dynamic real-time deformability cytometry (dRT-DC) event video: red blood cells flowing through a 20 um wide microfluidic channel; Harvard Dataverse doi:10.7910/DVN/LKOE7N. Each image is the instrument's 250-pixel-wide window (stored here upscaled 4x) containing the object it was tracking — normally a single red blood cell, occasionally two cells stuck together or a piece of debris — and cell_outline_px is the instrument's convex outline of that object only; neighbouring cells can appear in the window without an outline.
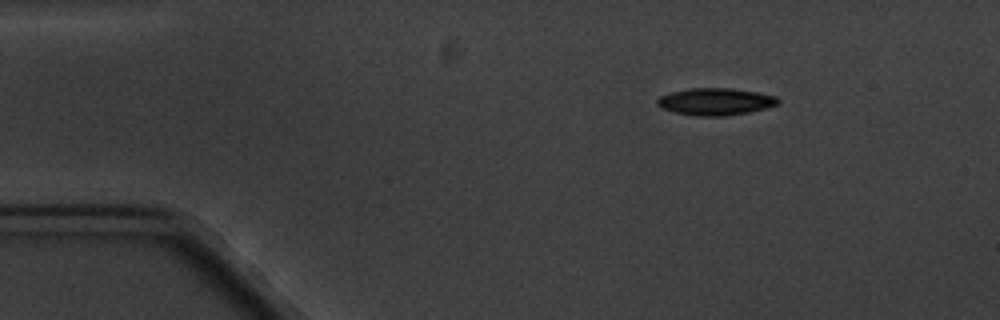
{"species": "common noctule bat (a hibernating species)", "species_latin": "Nyctalus noctula", "temperature_condition": "cold", "stored_images_in_passage": 11, "camera_frame_rate_fps": 3000, "um_per_image_px": 0.085, "animal": {"sex": "male", "body_mass_g": 20.1, "forearm_length_mm": 53.5}, "frame": {"image": 1, "passage_image": 1, "time_ms": 0.0, "image_size_px": [1000, 320], "cell_outline_px": [[780, 104], [748, 112], [724, 116], [696, 116], [676, 112], [660, 108], [656, 104], [656, 100], [660, 96], [672, 92], [688, 88], [732, 88], [756, 92], [776, 96], [780, 100]], "centroid_in_image_um": [60.8, 8.63], "position_along_channel_um": 24.2, "area_um2": 19.07}}
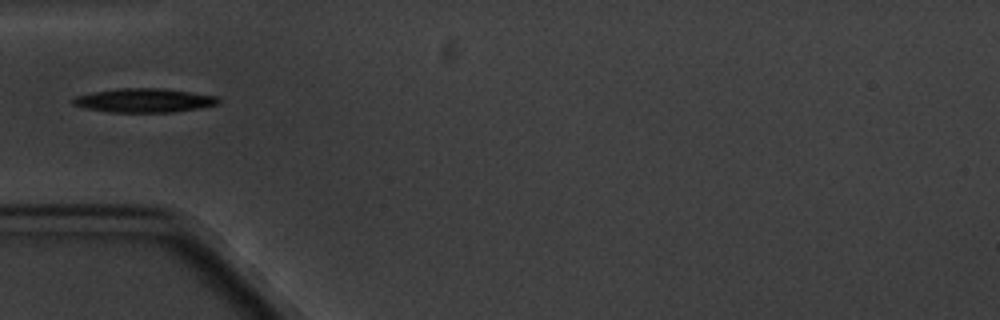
{"frame": {"image": 2, "passage_image": 4, "time_ms": 3.333, "image_size_px": [1000, 320], "cell_outline_px": [[220, 104], [200, 108], [172, 112], [112, 112], [84, 108], [72, 104], [72, 100], [76, 96], [92, 92], [120, 88], [164, 88], [216, 96], [220, 100]], "centroid_in_image_um": [12.26, 8.53], "position_along_channel_um": 72.7, "area_um2": 20.29}}